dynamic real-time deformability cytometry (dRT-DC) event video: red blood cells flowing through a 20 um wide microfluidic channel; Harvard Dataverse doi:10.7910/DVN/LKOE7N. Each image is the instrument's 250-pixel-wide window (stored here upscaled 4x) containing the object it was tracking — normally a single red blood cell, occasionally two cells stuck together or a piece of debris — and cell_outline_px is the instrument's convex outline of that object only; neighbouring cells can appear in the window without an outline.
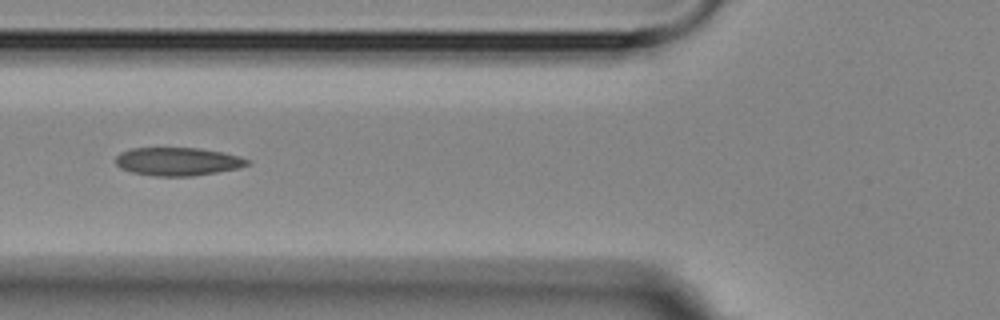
{"species": "Egyptian fruit bat (a non-hibernating species)", "species_latin": "Rousettus aegyptiacus", "temperature_condition": "room temperature", "stored_images_in_passage": 10, "camera_frame_rate_fps": 3000, "um_per_image_px": 0.085, "animal": {"sex": "female"}, "frame": {"image": 1, "passage_image": 6, "time_ms": 5.667, "image_size_px": [1000, 320], "cell_outline_px": [[252, 160], [248, 164], [236, 168], [216, 172], [192, 176], [156, 176], [132, 172], [120, 168], [116, 164], [116, 156], [120, 152], [132, 148], [196, 148], [220, 152], [240, 156]], "centroid_in_image_um": [15.08, 13.72], "position_along_channel_um": 110.7, "area_um2": 21.44}}
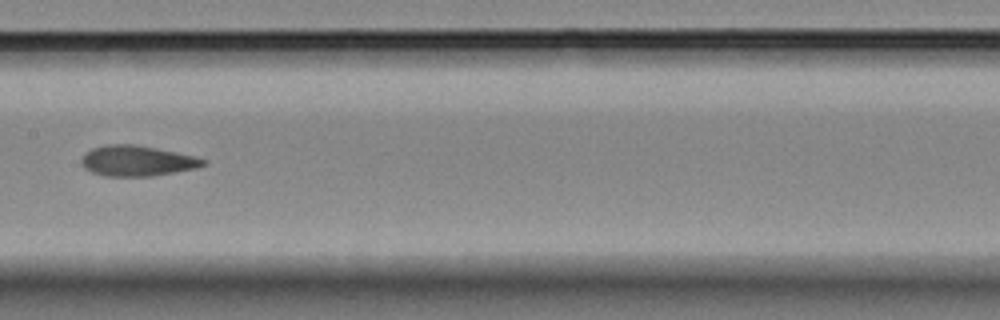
{"frame": {"image": 2, "passage_image": 8, "time_ms": 8.0, "image_size_px": [1000, 320], "cell_outline_px": [[208, 164], [196, 168], [152, 176], [104, 176], [92, 172], [84, 168], [80, 164], [80, 160], [84, 152], [92, 148], [108, 144], [136, 144], [196, 156], [204, 160]], "centroid_in_image_um": [11.61, 13.67], "position_along_channel_um": 195.8, "area_um2": 21.79}}
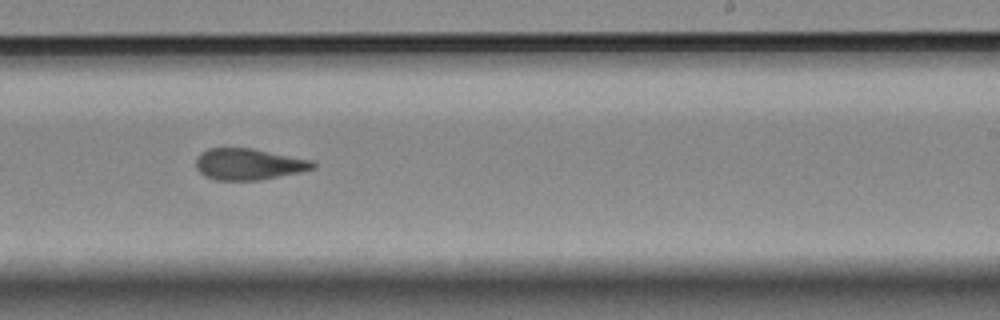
{"frame": {"image": 3, "passage_image": 10, "time_ms": 10.0, "image_size_px": [1000, 320], "cell_outline_px": [[316, 168], [300, 172], [260, 180], [216, 180], [204, 176], [196, 168], [196, 156], [200, 152], [208, 148], [252, 148], [312, 160], [316, 164]], "centroid_in_image_um": [21.12, 13.95], "position_along_channel_um": 267.9, "area_um2": 21.5}}